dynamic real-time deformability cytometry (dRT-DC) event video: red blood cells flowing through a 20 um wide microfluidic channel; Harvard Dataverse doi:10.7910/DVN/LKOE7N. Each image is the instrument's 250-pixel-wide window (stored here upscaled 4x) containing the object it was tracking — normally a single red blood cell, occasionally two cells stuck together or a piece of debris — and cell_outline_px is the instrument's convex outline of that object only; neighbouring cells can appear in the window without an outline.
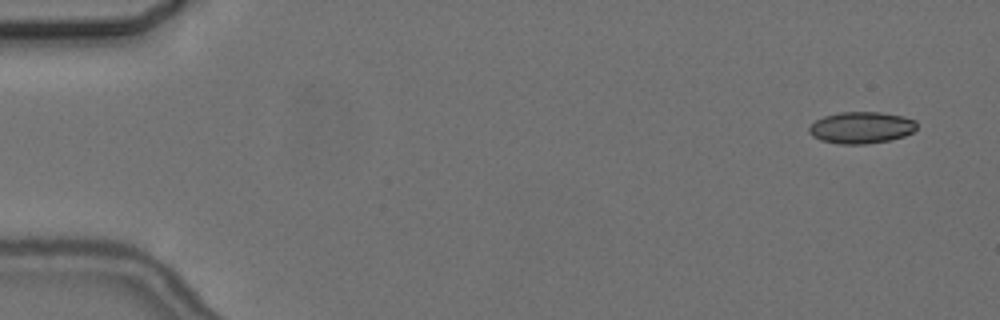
{"species": "common noctule bat (a hibernating species)", "species_latin": "Nyctalus noctula", "temperature_condition": "cold", "stored_images_in_passage": 3, "camera_frame_rate_fps": 3000, "um_per_image_px": 0.085, "animal": {"sex": "female", "body_mass_g": 24.6, "forearm_length_mm": 56.2}, "frame": {"image": 1, "passage_image": 1, "time_ms": 0.0, "image_size_px": [1000, 320], "cell_outline_px": [[916, 128], [912, 132], [904, 136], [888, 140], [864, 144], [840, 144], [820, 140], [812, 136], [808, 132], [808, 128], [816, 120], [824, 116], [840, 112], [880, 112], [900, 116], [916, 120]], "centroid_in_image_um": [73.18, 10.85], "position_along_channel_um": 11.8, "area_um2": 19.77}}